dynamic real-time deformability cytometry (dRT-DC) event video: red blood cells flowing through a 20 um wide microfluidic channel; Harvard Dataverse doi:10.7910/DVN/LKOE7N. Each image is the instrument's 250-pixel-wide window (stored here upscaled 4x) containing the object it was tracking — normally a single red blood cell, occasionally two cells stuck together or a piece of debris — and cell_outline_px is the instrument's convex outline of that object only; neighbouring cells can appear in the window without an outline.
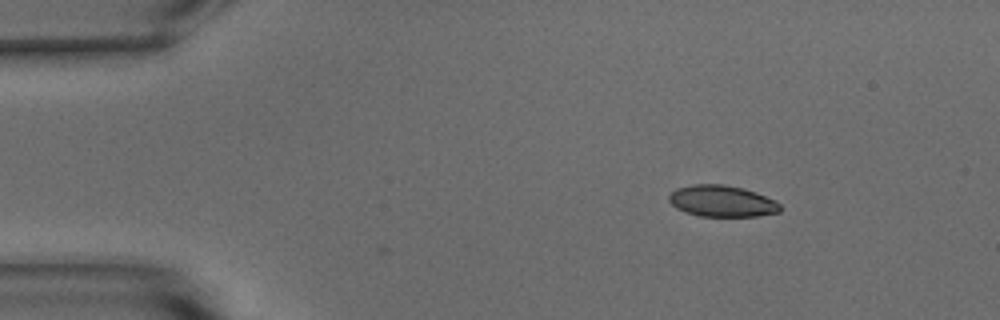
{"species": "common noctule bat (a hibernating species)", "species_latin": "Nyctalus noctula", "temperature_condition": "warm", "stored_images_in_passage": 3, "camera_frame_rate_fps": 3000, "um_per_image_px": 0.085, "animal": {"sex": "male", "body_mass_g": 15.6}, "frame": {"image": 1, "passage_image": 1, "time_ms": 0.0, "image_size_px": [1000, 320], "cell_outline_px": [[780, 212], [760, 216], [700, 216], [684, 212], [676, 208], [668, 200], [668, 196], [676, 188], [692, 184], [724, 184], [744, 188], [756, 192], [776, 200], [780, 204]], "centroid_in_image_um": [61.37, 17.09], "position_along_channel_um": 23.6, "area_um2": 20.58}}